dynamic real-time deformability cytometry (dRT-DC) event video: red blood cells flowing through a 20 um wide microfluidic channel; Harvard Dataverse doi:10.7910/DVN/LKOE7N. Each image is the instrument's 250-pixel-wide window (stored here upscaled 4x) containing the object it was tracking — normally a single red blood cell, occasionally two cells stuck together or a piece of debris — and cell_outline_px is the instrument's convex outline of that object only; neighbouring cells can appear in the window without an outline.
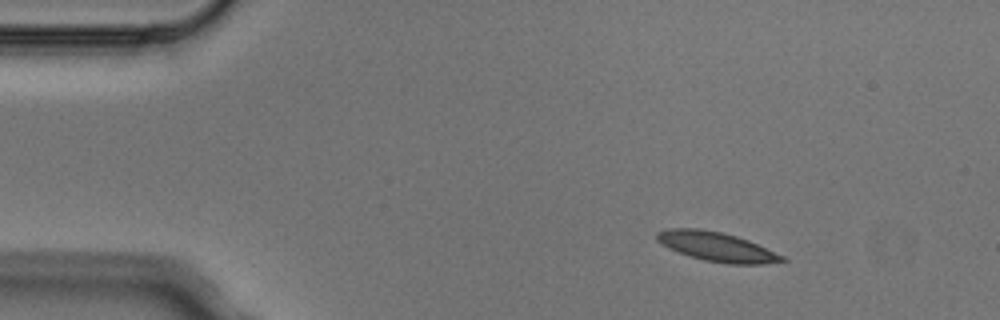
{"species": "Egyptian fruit bat (a non-hibernating species)", "species_latin": "Rousettus aegyptiacus", "temperature_condition": "cold", "stored_images_in_passage": 2, "camera_frame_rate_fps": 3000, "um_per_image_px": 0.085, "animal": {"sex": "male"}, "frame": {"image": 1, "passage_image": 1, "time_ms": 0.0, "image_size_px": [1000, 320], "cell_outline_px": [[788, 260], [764, 264], [728, 264], [704, 260], [668, 248], [656, 240], [656, 232], [668, 228], [700, 228], [720, 232], [736, 236], [748, 240], [784, 256]], "centroid_in_image_um": [60.91, 20.96], "position_along_channel_um": 24.1, "area_um2": 21.21}}